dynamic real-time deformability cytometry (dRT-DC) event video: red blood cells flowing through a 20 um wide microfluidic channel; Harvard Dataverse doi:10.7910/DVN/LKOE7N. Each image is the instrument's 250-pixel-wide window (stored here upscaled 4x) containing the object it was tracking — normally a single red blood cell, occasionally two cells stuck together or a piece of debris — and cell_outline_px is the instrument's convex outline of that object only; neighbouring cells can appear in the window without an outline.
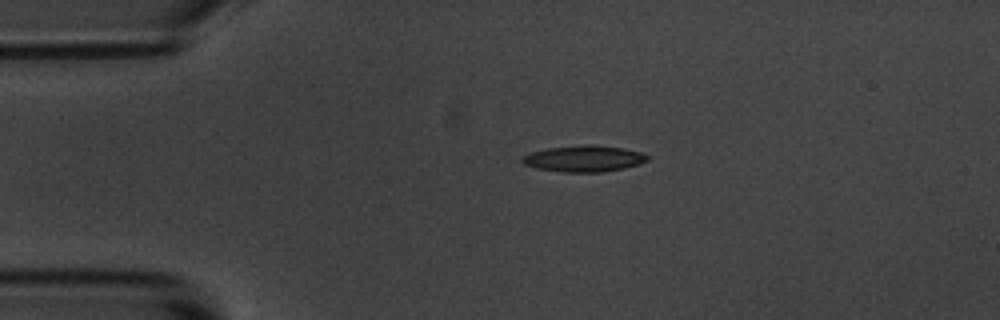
{"species": "common noctule bat (a hibernating species)", "species_latin": "Nyctalus noctula", "temperature_condition": "room temperature", "stored_images_in_passage": 3, "camera_frame_rate_fps": 3000, "um_per_image_px": 0.085, "animal": {"sex": "male", "body_mass_g": 20.1, "forearm_length_mm": 53.5}, "frame": {"image": 1, "passage_image": 3, "time_ms": 2.333, "image_size_px": [1000, 320], "cell_outline_px": [[652, 156], [648, 160], [640, 164], [624, 168], [600, 172], [564, 172], [536, 168], [524, 164], [520, 160], [524, 156], [532, 152], [548, 148], [584, 144], [588, 144], [624, 148], [640, 152]], "centroid_in_image_um": [49.67, 13.48], "position_along_channel_um": 35.3, "area_um2": 19.19}}